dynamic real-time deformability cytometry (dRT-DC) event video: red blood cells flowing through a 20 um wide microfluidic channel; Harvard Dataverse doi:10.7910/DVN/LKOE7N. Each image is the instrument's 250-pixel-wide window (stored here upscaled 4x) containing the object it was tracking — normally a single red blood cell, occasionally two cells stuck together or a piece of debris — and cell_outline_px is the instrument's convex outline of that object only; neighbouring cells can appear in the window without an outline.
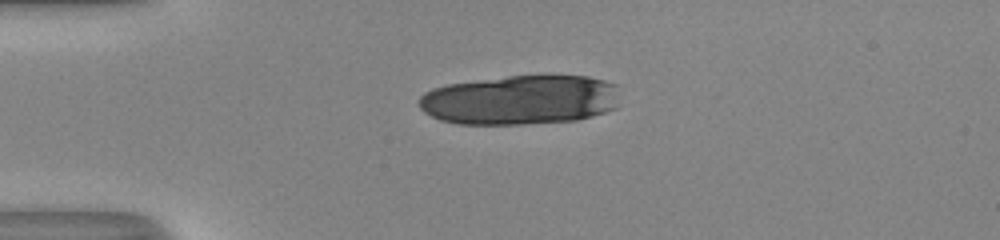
{"species": "human", "species_latin": "Homo sapiens", "temperature_condition": "room temperature", "stored_images_in_passage": 8, "camera_frame_rate_fps": 3000, "um_per_image_px": 0.085, "donor": {"sex": "male"}, "frame": {"image": 1, "passage_image": 1, "time_ms": 0.0, "image_size_px": [1000, 240], "cell_outline_px": [[616, 108], [592, 116], [576, 120], [520, 124], [456, 124], [440, 120], [424, 112], [420, 108], [420, 96], [424, 92], [432, 88], [448, 84], [508, 76], [588, 76], [604, 80], [616, 84]], "centroid_in_image_um": [44.19, 8.49], "position_along_channel_um": 40.8, "area_um2": 57.86}}